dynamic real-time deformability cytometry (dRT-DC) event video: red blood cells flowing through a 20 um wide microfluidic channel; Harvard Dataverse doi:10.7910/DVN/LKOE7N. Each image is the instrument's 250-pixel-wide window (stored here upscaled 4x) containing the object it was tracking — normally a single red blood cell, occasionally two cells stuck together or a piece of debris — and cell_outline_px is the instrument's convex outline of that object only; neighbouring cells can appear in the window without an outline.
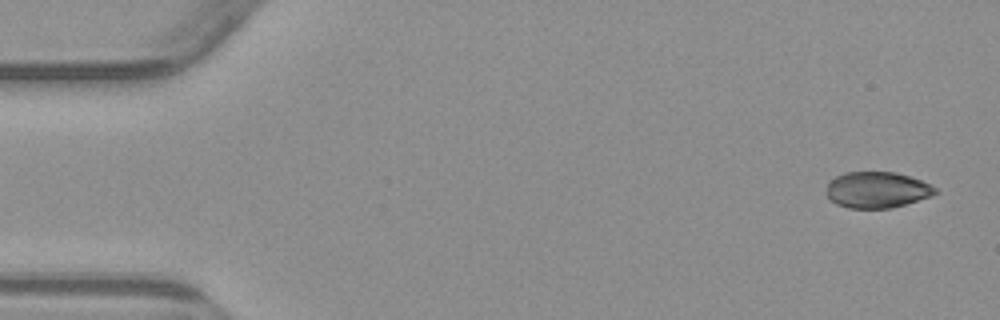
{"species": "common noctule bat (a hibernating species)", "species_latin": "Nyctalus noctula", "temperature_condition": "warm", "stored_images_in_passage": 5, "camera_frame_rate_fps": 3000, "um_per_image_px": 0.085, "animal": {"sex": "male", "body_mass_g": 23.1, "forearm_length_mm": 52.7}, "frame": {"image": 1, "passage_image": 1, "time_ms": 0.0, "image_size_px": [1000, 320], "cell_outline_px": [[940, 192], [932, 196], [892, 208], [848, 208], [836, 204], [828, 196], [828, 180], [844, 172], [896, 172], [920, 180], [936, 188]], "centroid_in_image_um": [74.56, 16.14], "position_along_channel_um": 10.4, "area_um2": 22.89}}
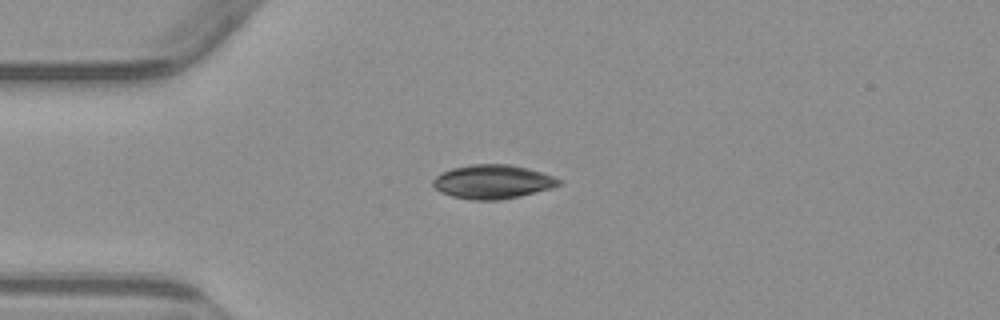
{"frame": {"image": 2, "passage_image": 4, "time_ms": 3.667, "image_size_px": [1000, 320], "cell_outline_px": [[560, 184], [552, 188], [520, 196], [500, 200], [472, 200], [452, 196], [440, 192], [432, 184], [432, 180], [440, 172], [452, 168], [472, 164], [508, 164], [528, 168], [552, 176], [560, 180]], "centroid_in_image_um": [41.84, 15.45], "position_along_channel_um": 43.2, "area_um2": 24.85}}